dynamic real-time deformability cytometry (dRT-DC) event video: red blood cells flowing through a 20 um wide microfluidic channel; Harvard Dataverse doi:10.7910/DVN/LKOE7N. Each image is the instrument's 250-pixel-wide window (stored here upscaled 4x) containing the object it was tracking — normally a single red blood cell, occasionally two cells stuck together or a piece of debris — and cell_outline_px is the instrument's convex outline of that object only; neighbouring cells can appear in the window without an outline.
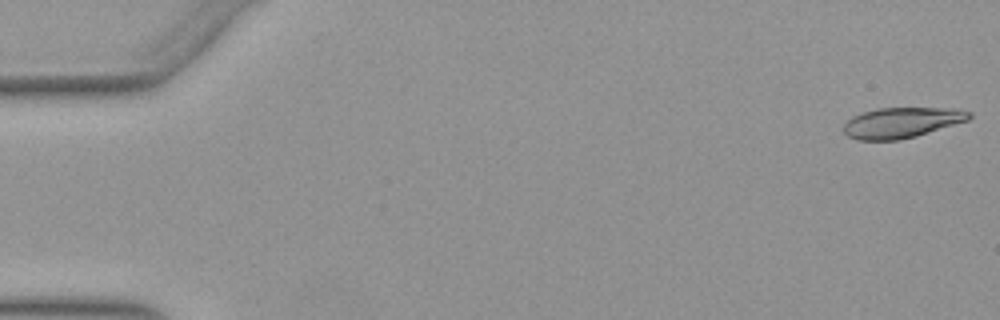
{"species": "Egyptian fruit bat (a non-hibernating species)", "species_latin": "Rousettus aegyptiacus", "temperature_condition": "warm", "stored_images_in_passage": 13, "camera_frame_rate_fps": 3000, "um_per_image_px": 0.085, "animal": {"sex": "female"}, "frame": {"image": 1, "passage_image": 1, "time_ms": 0.0, "image_size_px": [1000, 320], "cell_outline_px": [[972, 116], [968, 120], [916, 136], [900, 140], [856, 140], [848, 136], [844, 132], [844, 124], [852, 116], [860, 112], [876, 108], [960, 108], [972, 112]], "centroid_in_image_um": [76.64, 10.41], "position_along_channel_um": 8.4, "area_um2": 22.48}}